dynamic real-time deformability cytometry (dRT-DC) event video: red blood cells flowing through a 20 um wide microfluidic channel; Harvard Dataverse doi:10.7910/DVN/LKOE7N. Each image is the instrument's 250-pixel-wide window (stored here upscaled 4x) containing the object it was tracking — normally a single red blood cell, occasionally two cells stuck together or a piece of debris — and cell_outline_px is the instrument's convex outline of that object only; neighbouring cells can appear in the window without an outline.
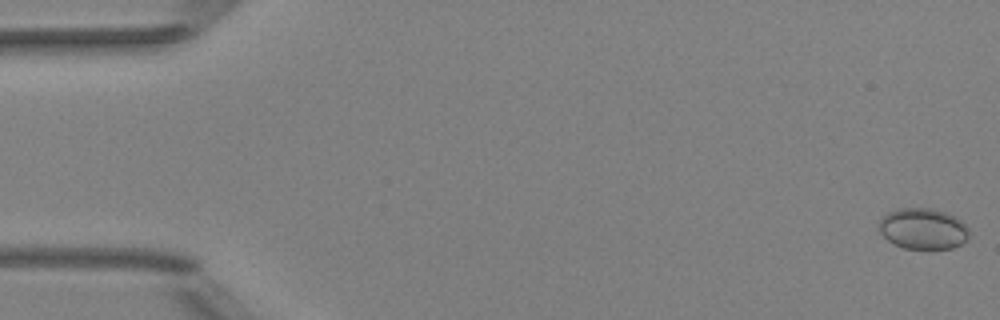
{"species": "Egyptian fruit bat (a non-hibernating species)", "species_latin": "Rousettus aegyptiacus", "temperature_condition": "room temperature", "stored_images_in_passage": 52, "camera_frame_rate_fps": 3000, "um_per_image_px": 0.085, "animal": {"sex": "female"}, "frame": {"image": 1, "passage_image": 1, "time_ms": 0.0, "image_size_px": [1000, 320], "cell_outline_px": [[968, 240], [952, 248], [904, 248], [888, 240], [880, 232], [880, 220], [888, 212], [896, 208], [932, 208], [956, 216], [968, 228]], "centroid_in_image_um": [78.47, 19.42], "position_along_channel_um": 6.5, "area_um2": 21.33}}
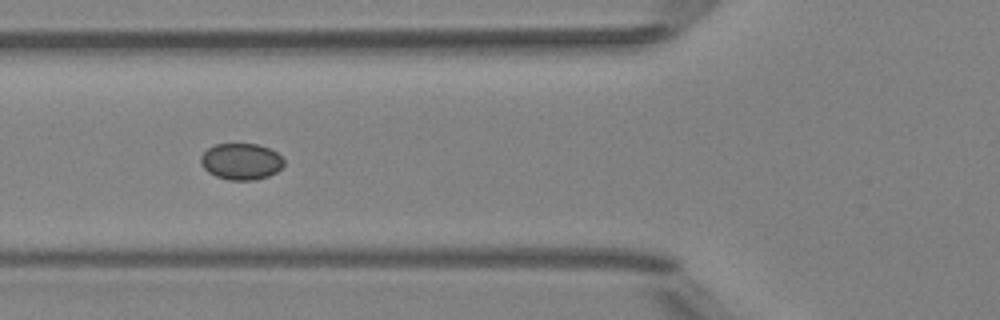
{"frame": {"image": 2, "passage_image": 20, "time_ms": 6.333, "image_size_px": [1000, 320], "cell_outline_px": [[284, 164], [276, 172], [268, 176], [256, 180], [228, 180], [216, 176], [208, 172], [200, 164], [200, 156], [208, 148], [216, 144], [256, 144], [268, 148], [276, 152], [284, 160]], "centroid_in_image_um": [20.48, 13.73], "position_along_channel_um": 105.3, "area_um2": 17.63}}
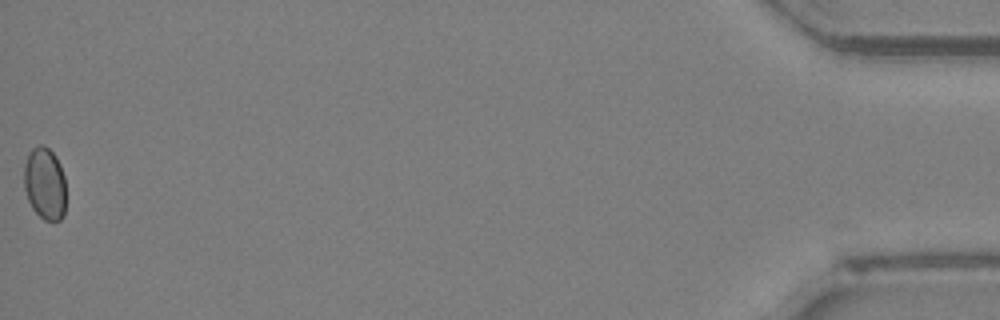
{"frame": {"image": 3, "passage_image": 52, "time_ms": 17.0, "image_size_px": [1000, 320], "cell_outline_px": [[64, 216], [60, 220], [44, 220], [32, 208], [28, 200], [24, 188], [24, 164], [28, 152], [32, 148], [40, 144], [44, 144], [56, 156], [60, 164], [64, 176]], "centroid_in_image_um": [3.79, 15.57], "position_along_channel_um": 431.4, "area_um2": 17.74}}